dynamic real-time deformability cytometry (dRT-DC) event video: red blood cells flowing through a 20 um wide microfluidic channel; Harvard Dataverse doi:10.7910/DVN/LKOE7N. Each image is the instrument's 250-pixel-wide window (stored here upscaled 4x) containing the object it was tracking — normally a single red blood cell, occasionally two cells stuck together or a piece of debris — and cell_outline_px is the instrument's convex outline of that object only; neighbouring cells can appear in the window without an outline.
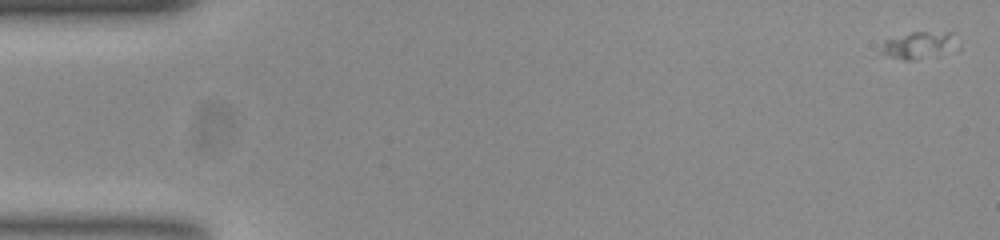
{"species": "common noctule bat (a hibernating species)", "species_latin": "Nyctalus noctula", "temperature_condition": "room temperature", "stored_images_in_passage": 54, "camera_frame_rate_fps": 3000, "um_per_image_px": 0.085, "animal": {"sex": "female", "body_mass_g": 23.0, "forearm_length_mm": 53.4}, "frame": {"image": 1, "passage_image": 1, "time_ms": 0.0, "image_size_px": [1000, 240], "cell_outline_px": [[952, 44], [916, 60], [904, 60], [880, 52], [884, 40], [912, 32], [952, 32]], "centroid_in_image_um": [77.87, 3.8], "position_along_channel_um": 7.1, "area_um2": 10.58}}
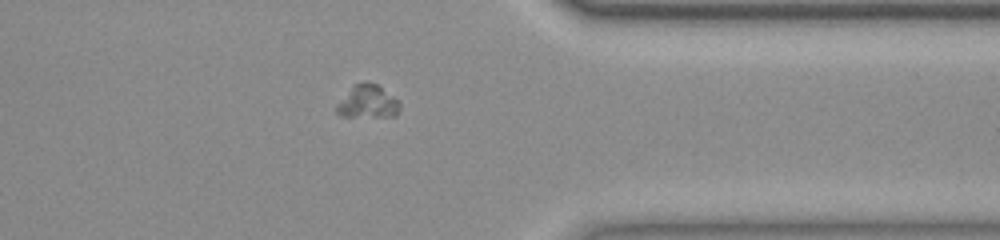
{"frame": {"image": 2, "passage_image": 43, "time_ms": 14.0, "image_size_px": [1000, 240], "cell_outline_px": [[400, 108], [396, 116], [340, 116], [336, 112], [336, 104], [356, 84], [364, 80], [376, 84], [400, 100]], "centroid_in_image_um": [31.29, 8.65], "position_along_channel_um": 380.1, "area_um2": 12.08}}
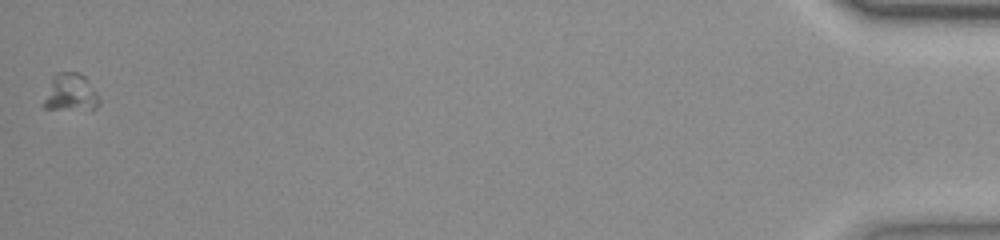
{"frame": {"image": 3, "passage_image": 54, "time_ms": 17.667, "image_size_px": [1000, 240], "cell_outline_px": [[100, 100], [96, 108], [44, 108], [44, 100], [52, 76], [56, 72], [80, 72], [84, 76], [96, 92]], "centroid_in_image_um": [5.99, 7.82], "position_along_channel_um": 429.2, "area_um2": 11.68}}